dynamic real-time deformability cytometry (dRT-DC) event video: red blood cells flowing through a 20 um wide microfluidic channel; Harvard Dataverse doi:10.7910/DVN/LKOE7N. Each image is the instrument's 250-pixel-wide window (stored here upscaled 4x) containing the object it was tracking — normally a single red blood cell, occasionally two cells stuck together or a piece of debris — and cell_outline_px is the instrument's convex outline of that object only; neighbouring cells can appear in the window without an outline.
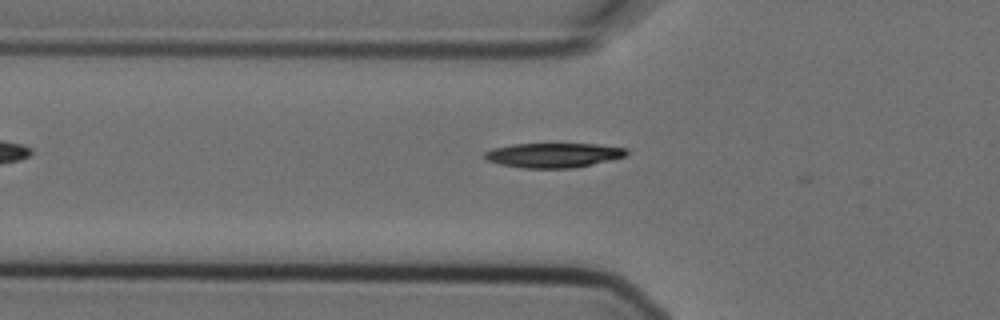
{"species": "Egyptian fruit bat (a non-hibernating species)", "species_latin": "Rousettus aegyptiacus", "temperature_condition": "cold", "stored_images_in_passage": 6, "camera_frame_rate_fps": 3000, "um_per_image_px": 0.085, "animal": {"sex": "female"}, "frame": {"image": 1, "passage_image": 5, "time_ms": 1.333, "image_size_px": [1000, 320], "cell_outline_px": [[628, 156], [612, 160], [572, 168], [524, 168], [500, 164], [488, 160], [484, 156], [484, 152], [492, 148], [512, 144], [596, 144], [628, 148]], "centroid_in_image_um": [47.08, 13.18], "position_along_channel_um": 78.7, "area_um2": 20.4}}